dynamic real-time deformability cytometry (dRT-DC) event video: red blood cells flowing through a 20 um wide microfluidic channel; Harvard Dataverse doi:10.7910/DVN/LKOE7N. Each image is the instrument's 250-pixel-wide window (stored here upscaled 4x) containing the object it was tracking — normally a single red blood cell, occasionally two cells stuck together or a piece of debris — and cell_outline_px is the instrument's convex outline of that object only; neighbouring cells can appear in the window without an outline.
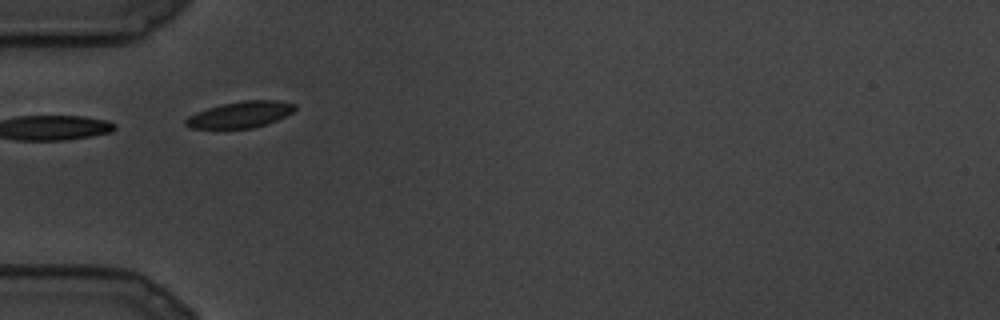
{"species": "common noctule bat (a hibernating species)", "species_latin": "Nyctalus noctula", "temperature_condition": "cold", "stored_images_in_passage": 7, "camera_frame_rate_fps": 3000, "um_per_image_px": 0.085, "animal": {"sex": "male", "body_mass_g": 19.5, "forearm_length_mm": 54.6}, "frame": {"image": 1, "passage_image": 4, "time_ms": 1.0, "image_size_px": [1000, 320], "cell_outline_px": [[296, 108], [292, 112], [276, 120], [252, 128], [192, 128], [184, 124], [184, 120], [188, 116], [196, 112], [208, 108], [224, 104], [244, 100], [280, 100], [296, 104]], "centroid_in_image_um": [20.43, 9.73], "position_along_channel_um": 64.6, "area_um2": 16.53}}
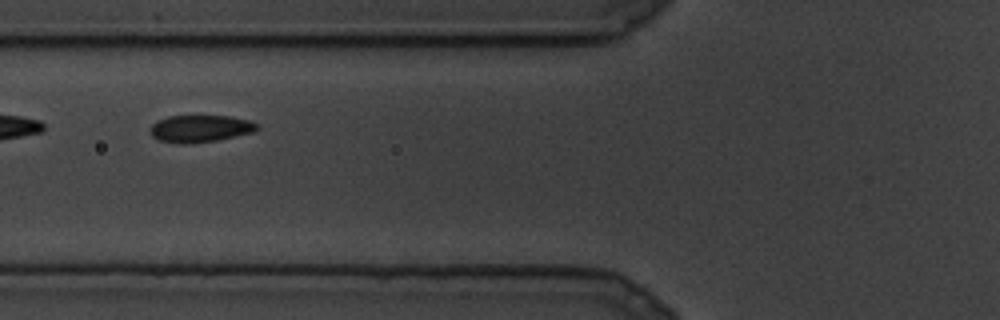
{"frame": {"image": 2, "passage_image": 6, "time_ms": 1.667, "image_size_px": [1000, 320], "cell_outline_px": [[260, 128], [252, 132], [216, 140], [188, 144], [180, 144], [156, 140], [148, 132], [148, 128], [152, 124], [168, 116], [228, 116], [248, 120], [260, 124]], "centroid_in_image_um": [16.97, 10.94], "position_along_channel_um": 108.8, "area_um2": 16.99}}